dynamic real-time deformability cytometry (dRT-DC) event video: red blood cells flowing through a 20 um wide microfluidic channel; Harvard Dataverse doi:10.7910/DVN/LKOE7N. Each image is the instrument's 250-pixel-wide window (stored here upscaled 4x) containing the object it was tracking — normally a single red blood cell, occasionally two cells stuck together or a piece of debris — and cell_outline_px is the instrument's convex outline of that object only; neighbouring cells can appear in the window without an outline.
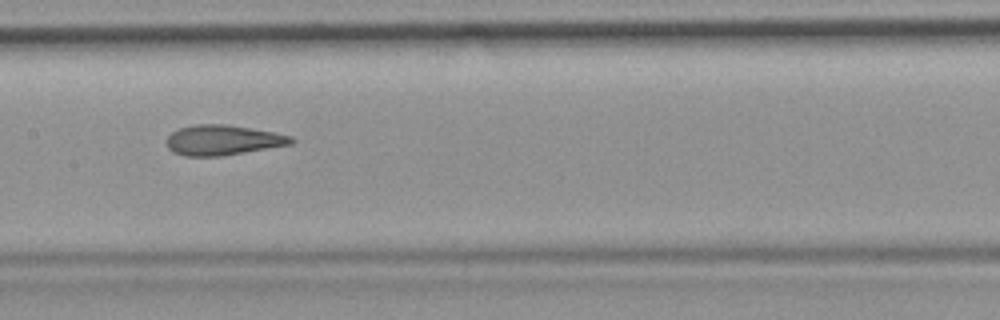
{"species": "common noctule bat (a hibernating species)", "species_latin": "Nyctalus noctula", "temperature_condition": "room temperature", "stored_images_in_passage": 47, "camera_frame_rate_fps": 3000, "um_per_image_px": 0.085, "animal": {"sex": "female", "body_mass_g": 19.9}, "frame": {"image": 1, "passage_image": 21, "time_ms": 6.667, "image_size_px": [1000, 320], "cell_outline_px": [[296, 140], [292, 144], [220, 156], [184, 156], [172, 152], [168, 148], [168, 136], [172, 132], [180, 128], [192, 124], [224, 124], [272, 132], [292, 136]], "centroid_in_image_um": [18.92, 11.91], "position_along_channel_um": 188.5, "area_um2": 21.68}, "authors_computed_cell_mechanics": {"area_um2": 22.3686, "velocity_mm_per_s": 3.8761, "shape_relaxation_time_tau1_ms": null, "shape_relaxation_time_tau2_ms": 1.8939, "deformation_change_tau1": null, "deformation_change_tau2": 0.1025}}